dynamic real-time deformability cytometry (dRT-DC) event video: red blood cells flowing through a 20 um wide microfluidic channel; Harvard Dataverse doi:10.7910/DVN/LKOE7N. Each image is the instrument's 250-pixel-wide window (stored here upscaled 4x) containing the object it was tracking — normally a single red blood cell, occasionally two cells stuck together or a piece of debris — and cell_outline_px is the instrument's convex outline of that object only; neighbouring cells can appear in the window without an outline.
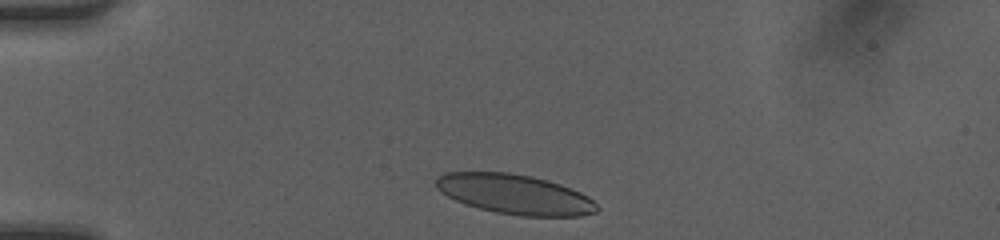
{"species": "human", "species_latin": "Homo sapiens", "temperature_condition": "room temperature", "stored_images_in_passage": 2, "camera_frame_rate_fps": 3000, "um_per_image_px": 0.085, "donor": {"sex": "female"}, "frame": {"image": 1, "passage_image": 1, "time_ms": 0.0, "image_size_px": [1000, 240], "cell_outline_px": [[600, 208], [596, 212], [580, 216], [524, 216], [496, 212], [464, 204], [440, 192], [436, 188], [436, 176], [444, 172], [508, 172], [532, 176], [548, 180], [560, 184], [580, 192], [588, 196]], "centroid_in_image_um": [43.75, 16.5], "position_along_channel_um": 41.3, "area_um2": 37.4}}